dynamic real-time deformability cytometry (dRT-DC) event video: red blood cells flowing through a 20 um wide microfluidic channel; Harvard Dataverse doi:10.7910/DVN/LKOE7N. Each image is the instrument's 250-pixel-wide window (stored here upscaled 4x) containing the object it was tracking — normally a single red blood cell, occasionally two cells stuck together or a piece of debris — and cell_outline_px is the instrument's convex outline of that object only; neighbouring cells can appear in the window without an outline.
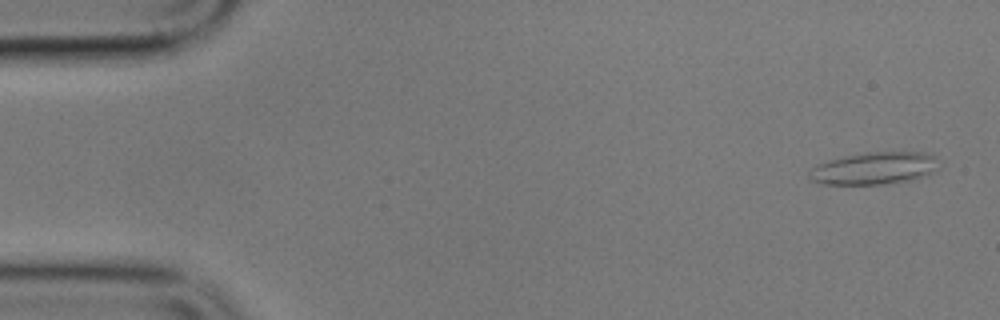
{"species": "common noctule bat (a hibernating species)", "species_latin": "Nyctalus noctula", "temperature_condition": "cold", "stored_images_in_passage": 5, "camera_frame_rate_fps": 3000, "um_per_image_px": 0.085, "animal": {"sex": "male", "body_mass_g": 17.9}, "frame": {"image": 1, "passage_image": 1, "time_ms": 0.0, "image_size_px": [1000, 320], "cell_outline_px": [[940, 168], [932, 172], [908, 180], [880, 184], [820, 184], [812, 180], [812, 168], [820, 164], [832, 160], [868, 152], [924, 152], [932, 156]], "centroid_in_image_um": [74.35, 14.31], "position_along_channel_um": 10.6, "area_um2": 23.47}}